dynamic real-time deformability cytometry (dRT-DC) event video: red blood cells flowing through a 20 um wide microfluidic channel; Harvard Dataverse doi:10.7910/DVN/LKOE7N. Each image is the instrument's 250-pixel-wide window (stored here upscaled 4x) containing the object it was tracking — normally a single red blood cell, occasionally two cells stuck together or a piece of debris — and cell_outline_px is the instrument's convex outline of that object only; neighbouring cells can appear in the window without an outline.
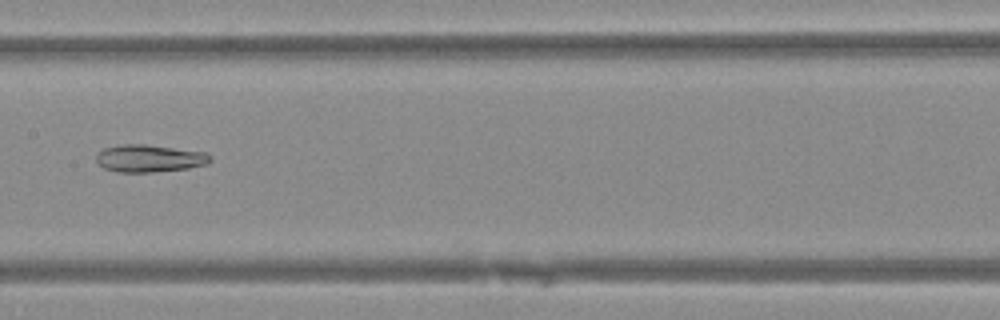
{"species": "Egyptian fruit bat (a non-hibernating species)", "species_latin": "Rousettus aegyptiacus", "temperature_condition": "warm", "stored_images_in_passage": 47, "camera_frame_rate_fps": 3000, "um_per_image_px": 0.085, "animal": {"sex": "female"}, "frame": {"image": 1, "passage_image": 26, "time_ms": 8.333, "image_size_px": [1000, 320], "cell_outline_px": [[212, 160], [208, 164], [188, 168], [152, 172], [116, 172], [104, 168], [96, 160], [96, 152], [104, 148], [124, 144], [144, 144], [208, 152], [212, 156]], "centroid_in_image_um": [12.73, 13.46], "position_along_channel_um": 194.7, "area_um2": 18.38}}
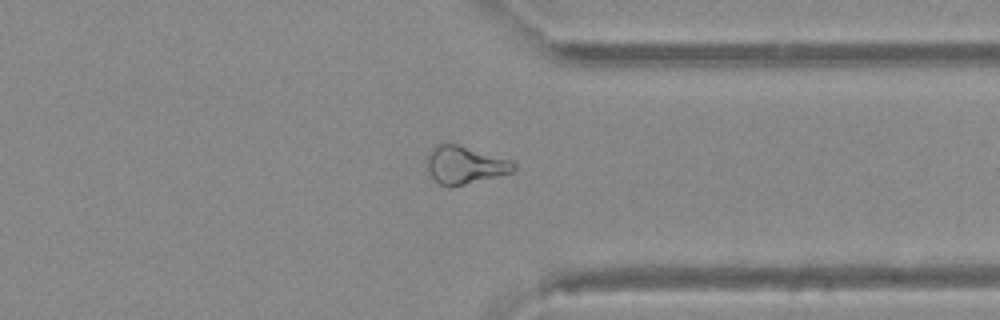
{"frame": {"image": 2, "passage_image": 39, "time_ms": 12.667, "image_size_px": [1000, 320], "cell_outline_px": [[516, 168], [512, 172], [448, 188], [440, 184], [432, 176], [424, 160], [428, 152], [436, 144], [456, 144], [512, 160], [516, 164]], "centroid_in_image_um": [39.48, 14.01], "position_along_channel_um": 371.9, "area_um2": 18.96}}
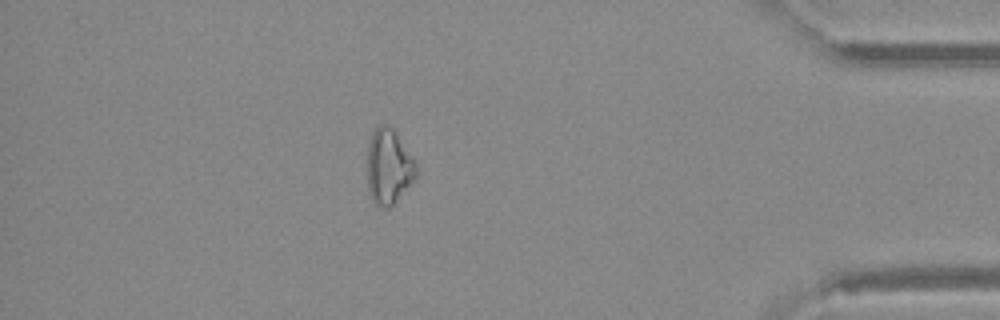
{"frame": {"image": 3, "passage_image": 44, "time_ms": 14.333, "image_size_px": [1000, 320], "cell_outline_px": [[416, 176], [392, 204], [388, 208], [380, 208], [372, 200], [368, 188], [368, 144], [372, 132], [376, 124], [384, 124], [392, 128], [416, 164]], "centroid_in_image_um": [32.99, 14.15], "position_along_channel_um": 402.2, "area_um2": 20.87}}